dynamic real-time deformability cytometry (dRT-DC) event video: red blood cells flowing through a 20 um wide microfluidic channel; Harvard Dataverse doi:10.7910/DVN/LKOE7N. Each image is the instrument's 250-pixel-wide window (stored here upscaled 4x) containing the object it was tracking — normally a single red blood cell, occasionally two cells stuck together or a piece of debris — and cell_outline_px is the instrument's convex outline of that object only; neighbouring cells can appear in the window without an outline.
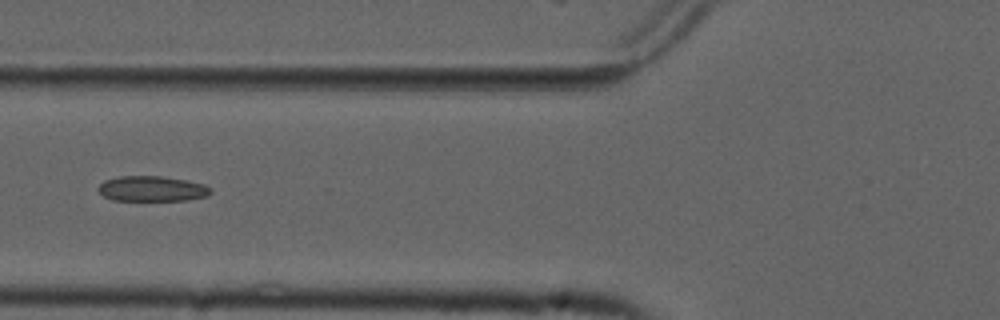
{"species": "common noctule bat (a hibernating species)", "species_latin": "Nyctalus noctula", "temperature_condition": "cold", "stored_images_in_passage": 6, "camera_frame_rate_fps": 3000, "um_per_image_px": 0.085, "animal": {"sex": "male", "forearm_length_mm": 52.5}, "frame": {"image": 1, "passage_image": 6, "time_ms": 1.667, "image_size_px": [1000, 320], "cell_outline_px": [[212, 192], [208, 196], [184, 200], [112, 200], [104, 196], [96, 188], [104, 180], [120, 176], [160, 176], [184, 180], [204, 184], [212, 188]], "centroid_in_image_um": [12.92, 16.04], "position_along_channel_um": 112.9, "area_um2": 16.53}}